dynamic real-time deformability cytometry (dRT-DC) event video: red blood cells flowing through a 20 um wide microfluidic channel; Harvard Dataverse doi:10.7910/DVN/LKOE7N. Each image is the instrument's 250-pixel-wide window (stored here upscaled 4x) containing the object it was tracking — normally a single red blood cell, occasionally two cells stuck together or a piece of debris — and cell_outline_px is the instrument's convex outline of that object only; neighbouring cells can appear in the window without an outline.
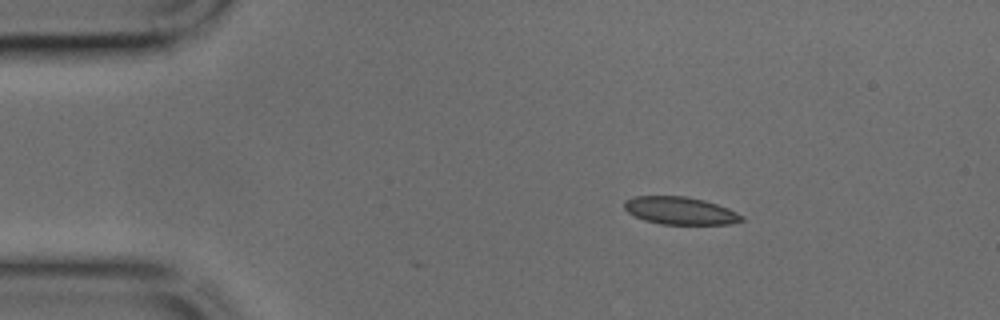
{"species": "common noctule bat (a hibernating species)", "species_latin": "Nyctalus noctula", "temperature_condition": "cold", "stored_images_in_passage": 38, "camera_frame_rate_fps": 3000, "um_per_image_px": 0.085, "animal": {"sex": "male", "body_mass_g": 17.9, "forearm_length_mm": 54.2}, "frame": {"image": 1, "passage_image": 1, "time_ms": 0.0, "image_size_px": [1000, 320], "cell_outline_px": [[744, 220], [728, 224], [660, 224], [644, 220], [628, 212], [624, 208], [624, 200], [636, 196], [684, 196], [704, 200], [728, 208], [744, 216]], "centroid_in_image_um": [57.8, 17.91], "position_along_channel_um": 27.2, "area_um2": 18.79}}
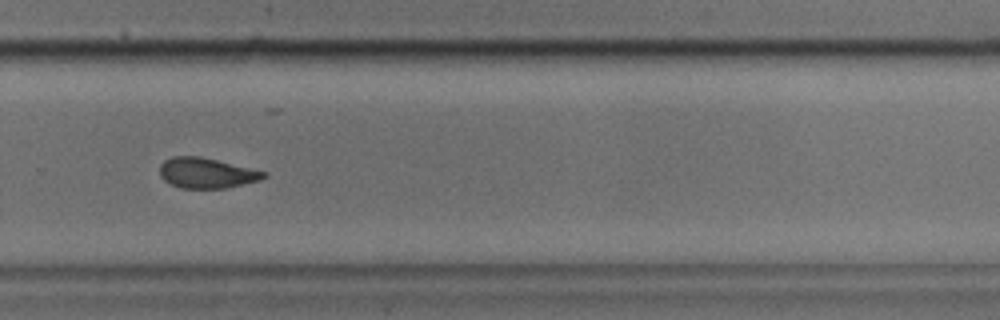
{"frame": {"image": 2, "passage_image": 24, "time_ms": 7.667, "image_size_px": [1000, 320], "cell_outline_px": [[268, 176], [260, 180], [224, 188], [180, 188], [164, 180], [160, 176], [160, 164], [164, 160], [172, 156], [200, 156], [268, 172]], "centroid_in_image_um": [17.55, 14.7], "position_along_channel_um": 312.2, "area_um2": 18.38}}
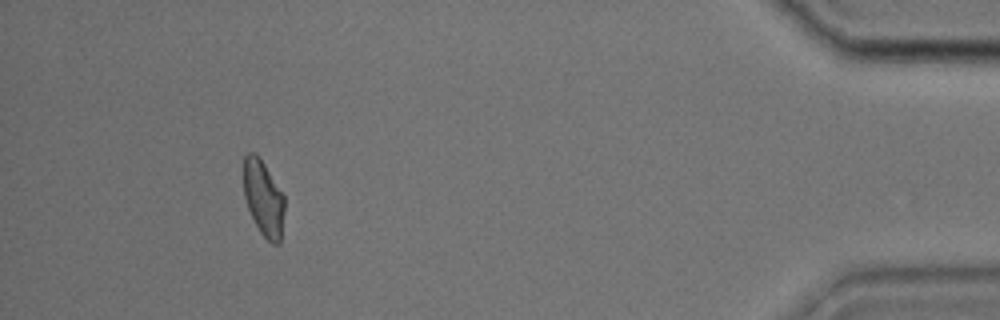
{"frame": {"image": 3, "passage_image": 35, "time_ms": 11.333, "image_size_px": [1000, 320], "cell_outline_px": [[284, 208], [280, 244], [272, 244], [260, 232], [248, 208], [244, 196], [244, 156], [248, 152], [256, 152], [260, 156], [284, 196]], "centroid_in_image_um": [22.39, 16.81], "position_along_channel_um": 412.8, "area_um2": 17.98}}